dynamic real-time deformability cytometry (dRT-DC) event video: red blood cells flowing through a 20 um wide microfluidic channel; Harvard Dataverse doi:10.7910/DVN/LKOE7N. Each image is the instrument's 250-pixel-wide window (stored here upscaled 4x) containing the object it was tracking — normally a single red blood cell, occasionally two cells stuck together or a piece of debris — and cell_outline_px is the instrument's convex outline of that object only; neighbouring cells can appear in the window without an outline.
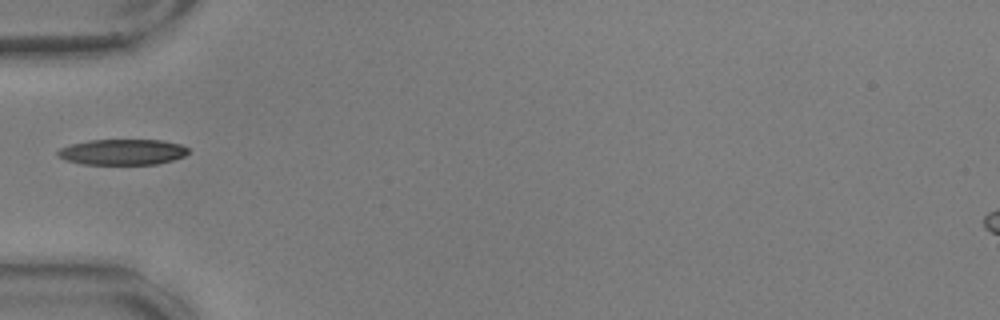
{"species": "common noctule bat (a hibernating species)", "species_latin": "Nyctalus noctula", "temperature_condition": "warm", "stored_images_in_passage": 33, "camera_frame_rate_fps": 3000, "um_per_image_px": 0.085, "animal": {"sex": "male", "body_mass_g": 17.9, "forearm_length_mm": 54.2}, "frame": {"image": 1, "passage_image": 1, "time_ms": 0.0, "image_size_px": [1000, 320], "cell_outline_px": [[188, 152], [184, 156], [172, 160], [156, 164], [84, 164], [64, 160], [56, 156], [56, 152], [60, 148], [72, 144], [88, 140], [160, 140], [180, 144], [188, 148]], "centroid_in_image_um": [10.37, 12.92], "position_along_channel_um": 74.6, "area_um2": 19.54}}
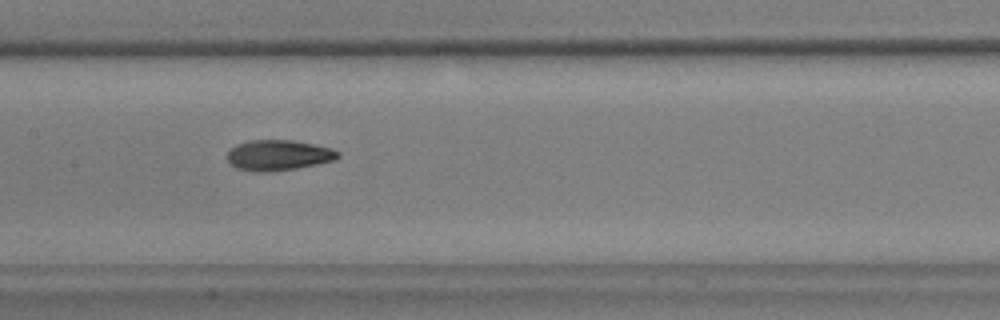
{"frame": {"image": 2, "passage_image": 10, "time_ms": 3.0, "image_size_px": [1000, 320], "cell_outline_px": [[340, 156], [336, 160], [296, 168], [268, 172], [256, 172], [236, 168], [228, 160], [228, 152], [236, 144], [248, 140], [292, 140], [316, 144], [332, 148], [340, 152]], "centroid_in_image_um": [23.7, 13.18], "position_along_channel_um": 183.7, "area_um2": 19.77}}
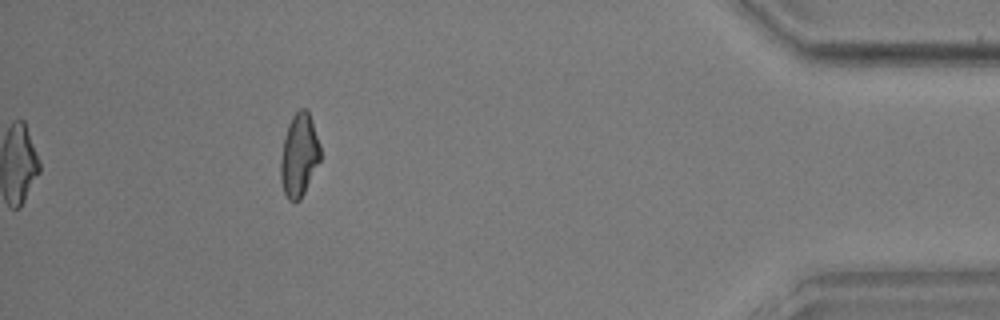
{"frame": {"image": 3, "passage_image": 33, "time_ms": 10.667, "image_size_px": [1000, 320], "cell_outline_px": [[320, 160], [300, 200], [288, 200], [284, 192], [280, 180], [280, 160], [284, 136], [288, 124], [292, 116], [300, 108], [304, 108], [308, 112], [312, 120], [320, 144]], "centroid_in_image_um": [25.41, 13.17], "position_along_channel_um": 409.8, "area_um2": 19.13}, "authors_computed_cell_mechanics": {"area_um2": 19.4208, "velocity_mm_per_s": 3.5977, "shape_relaxation_time_tau1_ms": 6.5609, "shape_relaxation_time_tau2_ms": 1.9411, "deformation_change_tau1": 0.1859, "deformation_change_tau2": 0.0875}}